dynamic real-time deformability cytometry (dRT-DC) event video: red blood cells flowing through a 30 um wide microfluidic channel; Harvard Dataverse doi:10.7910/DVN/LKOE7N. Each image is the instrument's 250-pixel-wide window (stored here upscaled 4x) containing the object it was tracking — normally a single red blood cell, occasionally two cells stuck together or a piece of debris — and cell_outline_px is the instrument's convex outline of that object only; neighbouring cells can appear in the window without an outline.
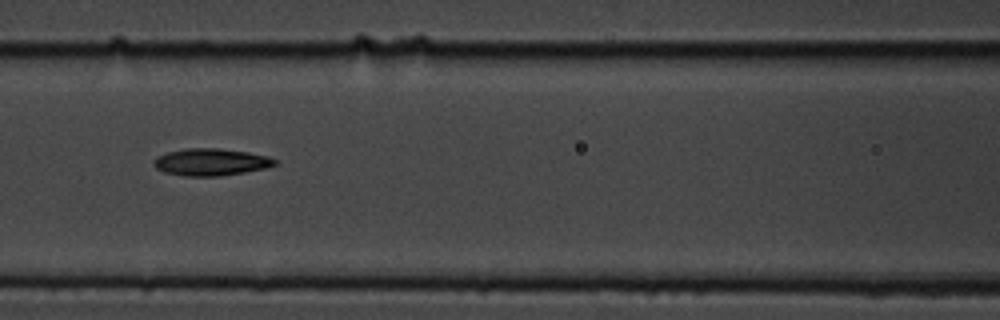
{"species": "common noctule bat (a hibernating species)", "species_latin": "Nyctalus noctula", "temperature_condition": "cold", "stored_images_in_passage": 11, "camera_frame_rate_fps": 3000, "um_per_image_px": 0.085, "animal": {"sex": "male", "body_mass_g": 19.5, "forearm_length_mm": 54.6}, "frame": {"image": 1, "passage_image": 7, "time_ms": 2.0, "image_size_px": [1000, 320], "cell_outline_px": [[276, 164], [264, 168], [244, 172], [220, 176], [184, 176], [164, 172], [156, 168], [152, 164], [152, 160], [156, 156], [168, 152], [184, 148], [216, 148], [248, 152], [268, 156], [276, 160]], "centroid_in_image_um": [17.87, 13.77], "position_along_channel_um": 148.7, "area_um2": 19.13}}
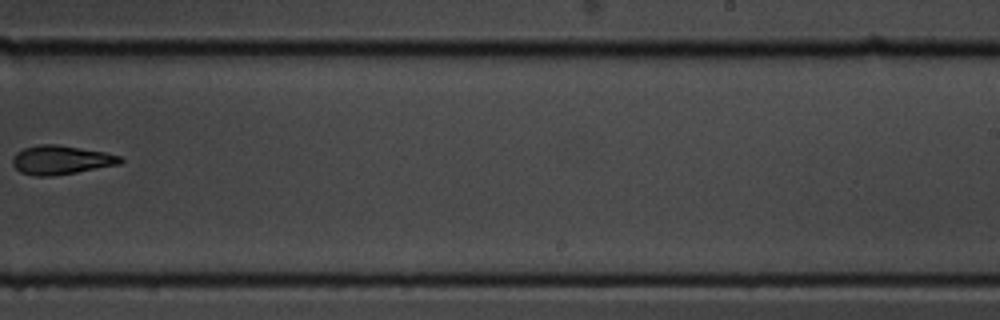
{"frame": {"image": 2, "passage_image": 10, "time_ms": 3.0, "image_size_px": [1000, 320], "cell_outline_px": [[124, 160], [120, 164], [76, 172], [52, 176], [36, 176], [20, 172], [12, 164], [12, 156], [16, 152], [24, 148], [40, 144], [56, 144], [104, 152], [120, 156]], "centroid_in_image_um": [5.16, 13.59], "position_along_channel_um": 283.8, "area_um2": 18.09}}
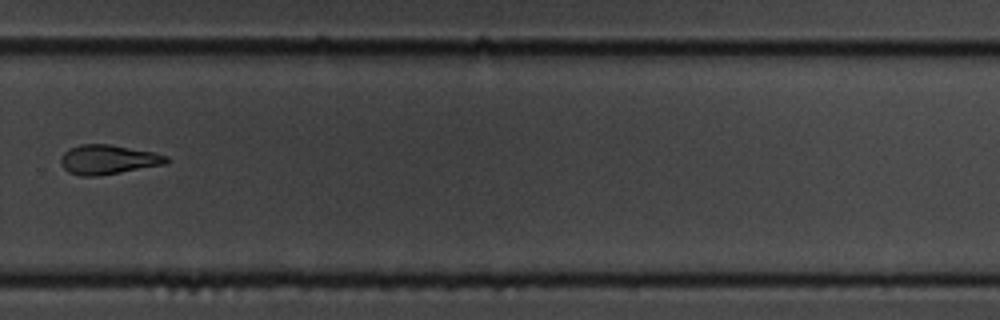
{"frame": {"image": 3, "passage_image": 11, "time_ms": 3.333, "image_size_px": [1000, 320], "cell_outline_px": [[168, 160], [164, 164], [120, 172], [96, 176], [80, 176], [68, 172], [60, 164], [60, 156], [68, 148], [80, 144], [112, 144], [156, 152], [168, 156]], "centroid_in_image_um": [9.15, 13.54], "position_along_channel_um": 320.7, "area_um2": 18.26}}